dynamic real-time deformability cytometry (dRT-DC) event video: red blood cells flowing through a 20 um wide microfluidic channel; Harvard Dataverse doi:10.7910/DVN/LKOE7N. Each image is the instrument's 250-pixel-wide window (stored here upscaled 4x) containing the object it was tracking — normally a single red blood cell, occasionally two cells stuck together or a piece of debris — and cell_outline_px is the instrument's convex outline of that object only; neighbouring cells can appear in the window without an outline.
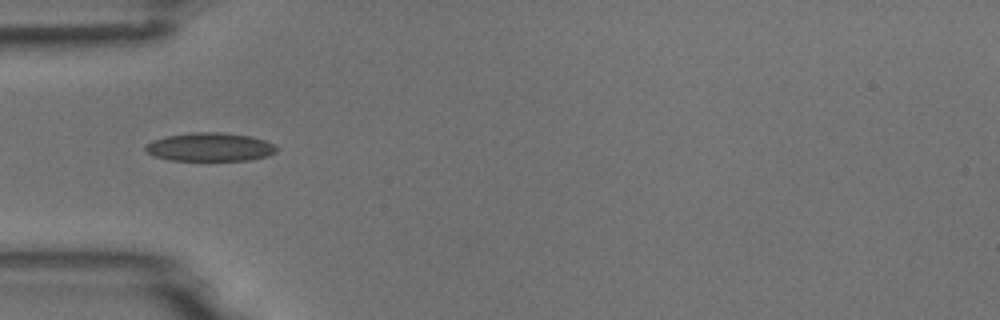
{"species": "common noctule bat (a hibernating species)", "species_latin": "Nyctalus noctula", "temperature_condition": "room temperature", "stored_images_in_passage": 6, "camera_frame_rate_fps": 3000, "um_per_image_px": 0.085, "animal": {"sex": "male", "body_mass_g": 18.8}, "frame": {"image": 1, "passage_image": 4, "time_ms": 3.333, "image_size_px": [1000, 320], "cell_outline_px": [[280, 148], [276, 152], [268, 156], [248, 160], [168, 160], [144, 152], [144, 144], [152, 140], [168, 136], [192, 132], [220, 132], [252, 136], [264, 140]], "centroid_in_image_um": [17.83, 12.49], "position_along_channel_um": 67.2, "area_um2": 21.91}}